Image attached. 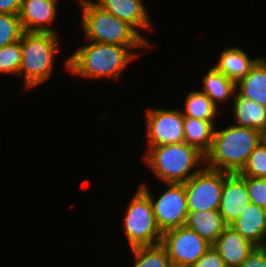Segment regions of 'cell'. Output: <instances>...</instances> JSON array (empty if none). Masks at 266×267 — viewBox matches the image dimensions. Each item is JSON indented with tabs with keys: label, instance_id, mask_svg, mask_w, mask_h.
Instances as JSON below:
<instances>
[{
	"label": "cell",
	"instance_id": "obj_1",
	"mask_svg": "<svg viewBox=\"0 0 266 267\" xmlns=\"http://www.w3.org/2000/svg\"><path fill=\"white\" fill-rule=\"evenodd\" d=\"M84 43V44H83ZM153 46H121L84 41L64 61L63 67L72 76L84 79L116 81L135 59L142 55L137 49ZM136 49V50H135Z\"/></svg>",
	"mask_w": 266,
	"mask_h": 267
},
{
	"label": "cell",
	"instance_id": "obj_2",
	"mask_svg": "<svg viewBox=\"0 0 266 267\" xmlns=\"http://www.w3.org/2000/svg\"><path fill=\"white\" fill-rule=\"evenodd\" d=\"M215 126L211 148L205 154V166L227 173H240L249 155L262 142V132L230 122Z\"/></svg>",
	"mask_w": 266,
	"mask_h": 267
},
{
	"label": "cell",
	"instance_id": "obj_3",
	"mask_svg": "<svg viewBox=\"0 0 266 267\" xmlns=\"http://www.w3.org/2000/svg\"><path fill=\"white\" fill-rule=\"evenodd\" d=\"M144 166L162 183H184L205 166V155L186 142L145 147Z\"/></svg>",
	"mask_w": 266,
	"mask_h": 267
},
{
	"label": "cell",
	"instance_id": "obj_4",
	"mask_svg": "<svg viewBox=\"0 0 266 267\" xmlns=\"http://www.w3.org/2000/svg\"><path fill=\"white\" fill-rule=\"evenodd\" d=\"M60 34L23 32L21 35L22 59L19 80L25 92L33 91L53 77L55 60L61 49Z\"/></svg>",
	"mask_w": 266,
	"mask_h": 267
},
{
	"label": "cell",
	"instance_id": "obj_5",
	"mask_svg": "<svg viewBox=\"0 0 266 267\" xmlns=\"http://www.w3.org/2000/svg\"><path fill=\"white\" fill-rule=\"evenodd\" d=\"M84 41L121 46H152L131 25L99 7L93 0L79 2Z\"/></svg>",
	"mask_w": 266,
	"mask_h": 267
},
{
	"label": "cell",
	"instance_id": "obj_6",
	"mask_svg": "<svg viewBox=\"0 0 266 267\" xmlns=\"http://www.w3.org/2000/svg\"><path fill=\"white\" fill-rule=\"evenodd\" d=\"M132 196L125 206L122 219L128 246L133 248L161 243L163 233L156 223L149 196L139 186Z\"/></svg>",
	"mask_w": 266,
	"mask_h": 267
},
{
	"label": "cell",
	"instance_id": "obj_7",
	"mask_svg": "<svg viewBox=\"0 0 266 267\" xmlns=\"http://www.w3.org/2000/svg\"><path fill=\"white\" fill-rule=\"evenodd\" d=\"M148 183L142 182L138 186L149 196L155 220L161 232L184 226L188 214L184 184L165 183L166 190L159 192L161 194L157 196V194L153 195Z\"/></svg>",
	"mask_w": 266,
	"mask_h": 267
},
{
	"label": "cell",
	"instance_id": "obj_8",
	"mask_svg": "<svg viewBox=\"0 0 266 267\" xmlns=\"http://www.w3.org/2000/svg\"><path fill=\"white\" fill-rule=\"evenodd\" d=\"M145 111L146 147L185 142L184 116L180 107H151Z\"/></svg>",
	"mask_w": 266,
	"mask_h": 267
},
{
	"label": "cell",
	"instance_id": "obj_9",
	"mask_svg": "<svg viewBox=\"0 0 266 267\" xmlns=\"http://www.w3.org/2000/svg\"><path fill=\"white\" fill-rule=\"evenodd\" d=\"M188 212L218 210L224 184V172L204 166L184 182Z\"/></svg>",
	"mask_w": 266,
	"mask_h": 267
},
{
	"label": "cell",
	"instance_id": "obj_10",
	"mask_svg": "<svg viewBox=\"0 0 266 267\" xmlns=\"http://www.w3.org/2000/svg\"><path fill=\"white\" fill-rule=\"evenodd\" d=\"M161 244L173 267H191L212 246L185 225L163 232Z\"/></svg>",
	"mask_w": 266,
	"mask_h": 267
},
{
	"label": "cell",
	"instance_id": "obj_11",
	"mask_svg": "<svg viewBox=\"0 0 266 267\" xmlns=\"http://www.w3.org/2000/svg\"><path fill=\"white\" fill-rule=\"evenodd\" d=\"M59 0H22L19 19L23 31L55 33L54 22L58 18Z\"/></svg>",
	"mask_w": 266,
	"mask_h": 267
},
{
	"label": "cell",
	"instance_id": "obj_12",
	"mask_svg": "<svg viewBox=\"0 0 266 267\" xmlns=\"http://www.w3.org/2000/svg\"><path fill=\"white\" fill-rule=\"evenodd\" d=\"M250 203L246 181L240 173L224 172L219 212L227 226L236 221Z\"/></svg>",
	"mask_w": 266,
	"mask_h": 267
},
{
	"label": "cell",
	"instance_id": "obj_13",
	"mask_svg": "<svg viewBox=\"0 0 266 267\" xmlns=\"http://www.w3.org/2000/svg\"><path fill=\"white\" fill-rule=\"evenodd\" d=\"M99 7L110 12L122 21L131 25L150 45L146 32H154V24L150 20L148 6L143 0H93ZM154 29V30H153ZM141 30V31H140Z\"/></svg>",
	"mask_w": 266,
	"mask_h": 267
},
{
	"label": "cell",
	"instance_id": "obj_14",
	"mask_svg": "<svg viewBox=\"0 0 266 267\" xmlns=\"http://www.w3.org/2000/svg\"><path fill=\"white\" fill-rule=\"evenodd\" d=\"M212 247L219 253L227 267H239L257 246L231 226H227Z\"/></svg>",
	"mask_w": 266,
	"mask_h": 267
},
{
	"label": "cell",
	"instance_id": "obj_15",
	"mask_svg": "<svg viewBox=\"0 0 266 267\" xmlns=\"http://www.w3.org/2000/svg\"><path fill=\"white\" fill-rule=\"evenodd\" d=\"M221 51L217 62L212 65L235 84L242 80L262 57L259 55L251 58L246 51L238 46H228Z\"/></svg>",
	"mask_w": 266,
	"mask_h": 267
},
{
	"label": "cell",
	"instance_id": "obj_16",
	"mask_svg": "<svg viewBox=\"0 0 266 267\" xmlns=\"http://www.w3.org/2000/svg\"><path fill=\"white\" fill-rule=\"evenodd\" d=\"M230 226L257 247L265 246V208L259 207L256 204L250 202L243 214H241L239 218Z\"/></svg>",
	"mask_w": 266,
	"mask_h": 267
},
{
	"label": "cell",
	"instance_id": "obj_17",
	"mask_svg": "<svg viewBox=\"0 0 266 267\" xmlns=\"http://www.w3.org/2000/svg\"><path fill=\"white\" fill-rule=\"evenodd\" d=\"M230 107L234 118L232 123L235 125L257 129L261 132L266 130V106L235 91Z\"/></svg>",
	"mask_w": 266,
	"mask_h": 267
},
{
	"label": "cell",
	"instance_id": "obj_18",
	"mask_svg": "<svg viewBox=\"0 0 266 267\" xmlns=\"http://www.w3.org/2000/svg\"><path fill=\"white\" fill-rule=\"evenodd\" d=\"M201 91L204 92L219 109L220 106L230 104L233 101L236 91V84L228 79L223 73L218 71L214 66H210L205 76L201 79ZM223 104V105H221Z\"/></svg>",
	"mask_w": 266,
	"mask_h": 267
},
{
	"label": "cell",
	"instance_id": "obj_19",
	"mask_svg": "<svg viewBox=\"0 0 266 267\" xmlns=\"http://www.w3.org/2000/svg\"><path fill=\"white\" fill-rule=\"evenodd\" d=\"M185 226L211 245L227 227L219 210L188 212Z\"/></svg>",
	"mask_w": 266,
	"mask_h": 267
},
{
	"label": "cell",
	"instance_id": "obj_20",
	"mask_svg": "<svg viewBox=\"0 0 266 267\" xmlns=\"http://www.w3.org/2000/svg\"><path fill=\"white\" fill-rule=\"evenodd\" d=\"M236 91L266 106V57H261L250 72L236 84Z\"/></svg>",
	"mask_w": 266,
	"mask_h": 267
},
{
	"label": "cell",
	"instance_id": "obj_21",
	"mask_svg": "<svg viewBox=\"0 0 266 267\" xmlns=\"http://www.w3.org/2000/svg\"><path fill=\"white\" fill-rule=\"evenodd\" d=\"M183 116L200 119L203 121L216 122L222 111L218 109L212 100L200 89L189 91L184 100ZM221 111V112H220Z\"/></svg>",
	"mask_w": 266,
	"mask_h": 267
},
{
	"label": "cell",
	"instance_id": "obj_22",
	"mask_svg": "<svg viewBox=\"0 0 266 267\" xmlns=\"http://www.w3.org/2000/svg\"><path fill=\"white\" fill-rule=\"evenodd\" d=\"M216 123L184 116L185 142L205 155L211 148Z\"/></svg>",
	"mask_w": 266,
	"mask_h": 267
},
{
	"label": "cell",
	"instance_id": "obj_23",
	"mask_svg": "<svg viewBox=\"0 0 266 267\" xmlns=\"http://www.w3.org/2000/svg\"><path fill=\"white\" fill-rule=\"evenodd\" d=\"M134 263L130 267H173L165 247L155 245L137 246L130 248Z\"/></svg>",
	"mask_w": 266,
	"mask_h": 267
},
{
	"label": "cell",
	"instance_id": "obj_24",
	"mask_svg": "<svg viewBox=\"0 0 266 267\" xmlns=\"http://www.w3.org/2000/svg\"><path fill=\"white\" fill-rule=\"evenodd\" d=\"M21 59V38L0 48V75H10L18 79Z\"/></svg>",
	"mask_w": 266,
	"mask_h": 267
},
{
	"label": "cell",
	"instance_id": "obj_25",
	"mask_svg": "<svg viewBox=\"0 0 266 267\" xmlns=\"http://www.w3.org/2000/svg\"><path fill=\"white\" fill-rule=\"evenodd\" d=\"M23 32L18 14L0 13V48L20 40Z\"/></svg>",
	"mask_w": 266,
	"mask_h": 267
},
{
	"label": "cell",
	"instance_id": "obj_26",
	"mask_svg": "<svg viewBox=\"0 0 266 267\" xmlns=\"http://www.w3.org/2000/svg\"><path fill=\"white\" fill-rule=\"evenodd\" d=\"M240 174L243 177L266 178V145L263 142L249 155Z\"/></svg>",
	"mask_w": 266,
	"mask_h": 267
},
{
	"label": "cell",
	"instance_id": "obj_27",
	"mask_svg": "<svg viewBox=\"0 0 266 267\" xmlns=\"http://www.w3.org/2000/svg\"><path fill=\"white\" fill-rule=\"evenodd\" d=\"M250 202L266 208V178L244 177Z\"/></svg>",
	"mask_w": 266,
	"mask_h": 267
},
{
	"label": "cell",
	"instance_id": "obj_28",
	"mask_svg": "<svg viewBox=\"0 0 266 267\" xmlns=\"http://www.w3.org/2000/svg\"><path fill=\"white\" fill-rule=\"evenodd\" d=\"M191 267H227L219 253L211 246Z\"/></svg>",
	"mask_w": 266,
	"mask_h": 267
},
{
	"label": "cell",
	"instance_id": "obj_29",
	"mask_svg": "<svg viewBox=\"0 0 266 267\" xmlns=\"http://www.w3.org/2000/svg\"><path fill=\"white\" fill-rule=\"evenodd\" d=\"M239 267H266V247H256Z\"/></svg>",
	"mask_w": 266,
	"mask_h": 267
},
{
	"label": "cell",
	"instance_id": "obj_30",
	"mask_svg": "<svg viewBox=\"0 0 266 267\" xmlns=\"http://www.w3.org/2000/svg\"><path fill=\"white\" fill-rule=\"evenodd\" d=\"M22 0H0V13L19 14Z\"/></svg>",
	"mask_w": 266,
	"mask_h": 267
},
{
	"label": "cell",
	"instance_id": "obj_31",
	"mask_svg": "<svg viewBox=\"0 0 266 267\" xmlns=\"http://www.w3.org/2000/svg\"><path fill=\"white\" fill-rule=\"evenodd\" d=\"M262 142L266 145V130L262 132Z\"/></svg>",
	"mask_w": 266,
	"mask_h": 267
}]
</instances>
